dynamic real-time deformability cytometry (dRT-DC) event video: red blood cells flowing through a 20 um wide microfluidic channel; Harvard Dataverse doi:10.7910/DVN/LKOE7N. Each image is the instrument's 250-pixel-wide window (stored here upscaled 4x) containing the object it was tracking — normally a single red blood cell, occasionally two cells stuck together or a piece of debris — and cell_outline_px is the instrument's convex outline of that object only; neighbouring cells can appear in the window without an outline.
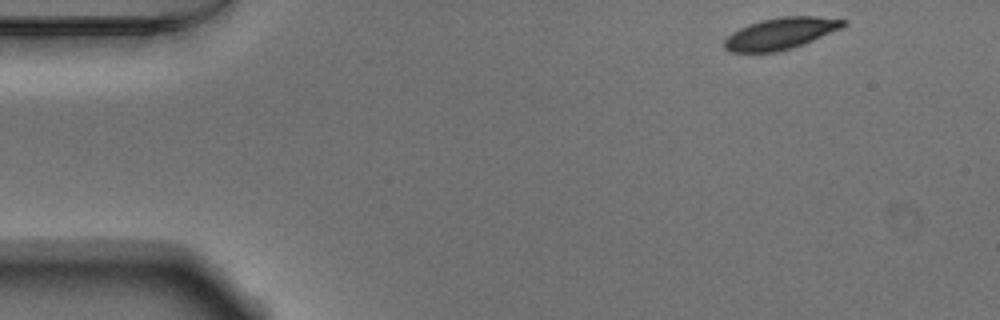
{"species": "Egyptian fruit bat (a non-hibernating species)", "species_latin": "Rousettus aegyptiacus", "temperature_condition": "warm", "stored_images_in_passage": 48, "camera_frame_rate_fps": 3000, "um_per_image_px": 0.085, "animal": {"sex": "male"}, "frame": {"image": 1, "passage_image": 1, "time_ms": 0.0, "image_size_px": [1000, 320], "cell_outline_px": [[848, 24], [840, 28], [804, 44], [792, 48], [776, 52], [728, 52], [724, 48], [724, 40], [732, 32], [748, 24], [780, 16], [816, 16], [848, 20]], "centroid_in_image_um": [66.35, 2.85], "position_along_channel_um": 18.7, "area_um2": 21.85}}
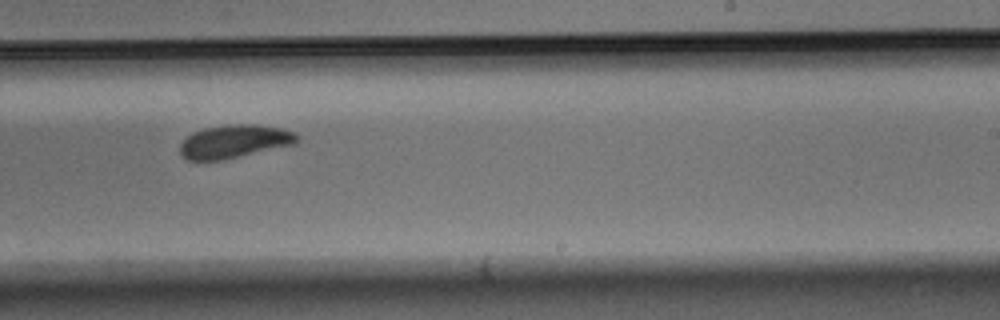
{"frame": {"image": 2, "passage_image": 28, "time_ms": 9.0, "image_size_px": [1000, 320], "cell_outline_px": [[300, 136], [292, 144], [220, 160], [188, 160], [180, 152], [180, 144], [192, 132], [204, 128], [228, 124], [256, 124], [280, 128], [292, 132]], "centroid_in_image_um": [19.87, 12.0], "position_along_channel_um": 269.1, "area_um2": 22.14}}
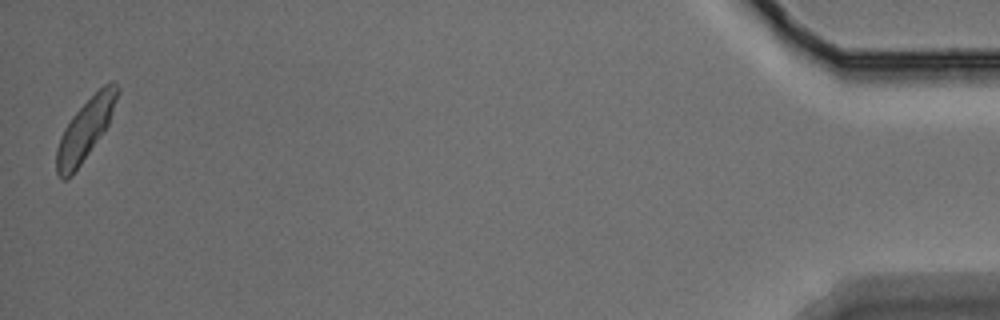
{"frame": {"image": 3, "passage_image": 48, "time_ms": 15.667, "image_size_px": [1000, 320], "cell_outline_px": [[120, 92], [108, 124], [72, 176], [64, 180], [60, 180], [56, 172], [56, 148], [60, 136], [64, 128], [72, 116], [104, 84], [112, 80], [120, 88]], "centroid_in_image_um": [7.23, 11.02], "position_along_channel_um": 428.0, "area_um2": 21.27}, "authors_computed_cell_mechanics": {"area_um2": 22.3686, "velocity_mm_per_s": 3.7866, "shape_relaxation_time_tau1_ms": 2.1908, "shape_relaxation_time_tau2_ms": 8.9905, "deformation_change_tau1": 0.0981, "deformation_change_tau2": 0.137}}